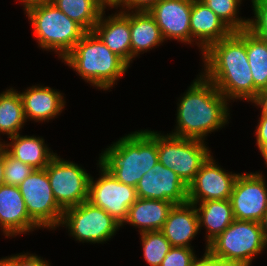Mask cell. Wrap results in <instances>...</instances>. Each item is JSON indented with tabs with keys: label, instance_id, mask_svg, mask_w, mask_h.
<instances>
[{
	"label": "cell",
	"instance_id": "16",
	"mask_svg": "<svg viewBox=\"0 0 267 266\" xmlns=\"http://www.w3.org/2000/svg\"><path fill=\"white\" fill-rule=\"evenodd\" d=\"M0 227L6 237L40 228L30 218L18 186H0Z\"/></svg>",
	"mask_w": 267,
	"mask_h": 266
},
{
	"label": "cell",
	"instance_id": "19",
	"mask_svg": "<svg viewBox=\"0 0 267 266\" xmlns=\"http://www.w3.org/2000/svg\"><path fill=\"white\" fill-rule=\"evenodd\" d=\"M19 95L22 100L24 116L36 122L49 121L64 110L65 99L62 93L48 86H32Z\"/></svg>",
	"mask_w": 267,
	"mask_h": 266
},
{
	"label": "cell",
	"instance_id": "32",
	"mask_svg": "<svg viewBox=\"0 0 267 266\" xmlns=\"http://www.w3.org/2000/svg\"><path fill=\"white\" fill-rule=\"evenodd\" d=\"M196 258L193 248L172 247L160 266H193Z\"/></svg>",
	"mask_w": 267,
	"mask_h": 266
},
{
	"label": "cell",
	"instance_id": "6",
	"mask_svg": "<svg viewBox=\"0 0 267 266\" xmlns=\"http://www.w3.org/2000/svg\"><path fill=\"white\" fill-rule=\"evenodd\" d=\"M204 142L157 132L158 161L172 169L188 187L211 155Z\"/></svg>",
	"mask_w": 267,
	"mask_h": 266
},
{
	"label": "cell",
	"instance_id": "5",
	"mask_svg": "<svg viewBox=\"0 0 267 266\" xmlns=\"http://www.w3.org/2000/svg\"><path fill=\"white\" fill-rule=\"evenodd\" d=\"M25 11L39 47L57 52L60 59H63L87 32L52 2L34 5Z\"/></svg>",
	"mask_w": 267,
	"mask_h": 266
},
{
	"label": "cell",
	"instance_id": "38",
	"mask_svg": "<svg viewBox=\"0 0 267 266\" xmlns=\"http://www.w3.org/2000/svg\"><path fill=\"white\" fill-rule=\"evenodd\" d=\"M0 266H20V254L0 259Z\"/></svg>",
	"mask_w": 267,
	"mask_h": 266
},
{
	"label": "cell",
	"instance_id": "2",
	"mask_svg": "<svg viewBox=\"0 0 267 266\" xmlns=\"http://www.w3.org/2000/svg\"><path fill=\"white\" fill-rule=\"evenodd\" d=\"M229 101L203 74L195 79L179 99L177 125L173 136L204 141L222 129L229 119Z\"/></svg>",
	"mask_w": 267,
	"mask_h": 266
},
{
	"label": "cell",
	"instance_id": "18",
	"mask_svg": "<svg viewBox=\"0 0 267 266\" xmlns=\"http://www.w3.org/2000/svg\"><path fill=\"white\" fill-rule=\"evenodd\" d=\"M190 32L191 44L196 42L202 54L212 44L227 37L232 31L202 1L193 0L190 15Z\"/></svg>",
	"mask_w": 267,
	"mask_h": 266
},
{
	"label": "cell",
	"instance_id": "39",
	"mask_svg": "<svg viewBox=\"0 0 267 266\" xmlns=\"http://www.w3.org/2000/svg\"><path fill=\"white\" fill-rule=\"evenodd\" d=\"M251 264L238 260H227L218 257V266H250Z\"/></svg>",
	"mask_w": 267,
	"mask_h": 266
},
{
	"label": "cell",
	"instance_id": "8",
	"mask_svg": "<svg viewBox=\"0 0 267 266\" xmlns=\"http://www.w3.org/2000/svg\"><path fill=\"white\" fill-rule=\"evenodd\" d=\"M61 226L79 242L103 243L113 237L121 224L89 201L64 210Z\"/></svg>",
	"mask_w": 267,
	"mask_h": 266
},
{
	"label": "cell",
	"instance_id": "33",
	"mask_svg": "<svg viewBox=\"0 0 267 266\" xmlns=\"http://www.w3.org/2000/svg\"><path fill=\"white\" fill-rule=\"evenodd\" d=\"M158 1L159 0H125L121 5V10L149 11Z\"/></svg>",
	"mask_w": 267,
	"mask_h": 266
},
{
	"label": "cell",
	"instance_id": "14",
	"mask_svg": "<svg viewBox=\"0 0 267 266\" xmlns=\"http://www.w3.org/2000/svg\"><path fill=\"white\" fill-rule=\"evenodd\" d=\"M137 198L171 201L174 204L188 202L187 186L172 170L159 161L137 183Z\"/></svg>",
	"mask_w": 267,
	"mask_h": 266
},
{
	"label": "cell",
	"instance_id": "10",
	"mask_svg": "<svg viewBox=\"0 0 267 266\" xmlns=\"http://www.w3.org/2000/svg\"><path fill=\"white\" fill-rule=\"evenodd\" d=\"M45 169L54 198L63 210L88 201L90 174L81 166L56 154Z\"/></svg>",
	"mask_w": 267,
	"mask_h": 266
},
{
	"label": "cell",
	"instance_id": "41",
	"mask_svg": "<svg viewBox=\"0 0 267 266\" xmlns=\"http://www.w3.org/2000/svg\"><path fill=\"white\" fill-rule=\"evenodd\" d=\"M19 1L23 3L22 5L24 6V10L34 5L52 2V0H19Z\"/></svg>",
	"mask_w": 267,
	"mask_h": 266
},
{
	"label": "cell",
	"instance_id": "35",
	"mask_svg": "<svg viewBox=\"0 0 267 266\" xmlns=\"http://www.w3.org/2000/svg\"><path fill=\"white\" fill-rule=\"evenodd\" d=\"M49 261L43 260L40 257L30 254V253H25L21 254L20 253V266H50Z\"/></svg>",
	"mask_w": 267,
	"mask_h": 266
},
{
	"label": "cell",
	"instance_id": "27",
	"mask_svg": "<svg viewBox=\"0 0 267 266\" xmlns=\"http://www.w3.org/2000/svg\"><path fill=\"white\" fill-rule=\"evenodd\" d=\"M52 3L86 31H93L105 10L98 0H52Z\"/></svg>",
	"mask_w": 267,
	"mask_h": 266
},
{
	"label": "cell",
	"instance_id": "20",
	"mask_svg": "<svg viewBox=\"0 0 267 266\" xmlns=\"http://www.w3.org/2000/svg\"><path fill=\"white\" fill-rule=\"evenodd\" d=\"M199 217L194 204H175L161 232L173 247L191 248L190 241L199 231Z\"/></svg>",
	"mask_w": 267,
	"mask_h": 266
},
{
	"label": "cell",
	"instance_id": "3",
	"mask_svg": "<svg viewBox=\"0 0 267 266\" xmlns=\"http://www.w3.org/2000/svg\"><path fill=\"white\" fill-rule=\"evenodd\" d=\"M101 154L98 165L121 183L136 187L142 175L158 162L157 131L132 132Z\"/></svg>",
	"mask_w": 267,
	"mask_h": 266
},
{
	"label": "cell",
	"instance_id": "40",
	"mask_svg": "<svg viewBox=\"0 0 267 266\" xmlns=\"http://www.w3.org/2000/svg\"><path fill=\"white\" fill-rule=\"evenodd\" d=\"M125 0H98V2L106 9V7L118 8ZM108 5V6H107Z\"/></svg>",
	"mask_w": 267,
	"mask_h": 266
},
{
	"label": "cell",
	"instance_id": "37",
	"mask_svg": "<svg viewBox=\"0 0 267 266\" xmlns=\"http://www.w3.org/2000/svg\"><path fill=\"white\" fill-rule=\"evenodd\" d=\"M252 103L261 107V113L267 115V89L259 91L257 97L252 101Z\"/></svg>",
	"mask_w": 267,
	"mask_h": 266
},
{
	"label": "cell",
	"instance_id": "23",
	"mask_svg": "<svg viewBox=\"0 0 267 266\" xmlns=\"http://www.w3.org/2000/svg\"><path fill=\"white\" fill-rule=\"evenodd\" d=\"M194 205L198 212L199 229L204 226L207 231L205 236L207 243L205 251H207V245L235 220L231 202L230 199L209 200Z\"/></svg>",
	"mask_w": 267,
	"mask_h": 266
},
{
	"label": "cell",
	"instance_id": "28",
	"mask_svg": "<svg viewBox=\"0 0 267 266\" xmlns=\"http://www.w3.org/2000/svg\"><path fill=\"white\" fill-rule=\"evenodd\" d=\"M208 6L231 31L248 28L249 18L237 16L242 0H200Z\"/></svg>",
	"mask_w": 267,
	"mask_h": 266
},
{
	"label": "cell",
	"instance_id": "44",
	"mask_svg": "<svg viewBox=\"0 0 267 266\" xmlns=\"http://www.w3.org/2000/svg\"><path fill=\"white\" fill-rule=\"evenodd\" d=\"M260 152H261V155H262V157H263V159L265 161V164L267 165V145L262 147L260 149Z\"/></svg>",
	"mask_w": 267,
	"mask_h": 266
},
{
	"label": "cell",
	"instance_id": "34",
	"mask_svg": "<svg viewBox=\"0 0 267 266\" xmlns=\"http://www.w3.org/2000/svg\"><path fill=\"white\" fill-rule=\"evenodd\" d=\"M258 125L256 127V143L258 149L267 145V115L261 113V118L258 120Z\"/></svg>",
	"mask_w": 267,
	"mask_h": 266
},
{
	"label": "cell",
	"instance_id": "7",
	"mask_svg": "<svg viewBox=\"0 0 267 266\" xmlns=\"http://www.w3.org/2000/svg\"><path fill=\"white\" fill-rule=\"evenodd\" d=\"M265 247L260 222L234 220L207 245V251L214 257L251 264Z\"/></svg>",
	"mask_w": 267,
	"mask_h": 266
},
{
	"label": "cell",
	"instance_id": "1",
	"mask_svg": "<svg viewBox=\"0 0 267 266\" xmlns=\"http://www.w3.org/2000/svg\"><path fill=\"white\" fill-rule=\"evenodd\" d=\"M203 74L229 101L254 100V81L246 52V29L232 31L203 54Z\"/></svg>",
	"mask_w": 267,
	"mask_h": 266
},
{
	"label": "cell",
	"instance_id": "31",
	"mask_svg": "<svg viewBox=\"0 0 267 266\" xmlns=\"http://www.w3.org/2000/svg\"><path fill=\"white\" fill-rule=\"evenodd\" d=\"M254 17L249 19L248 29L267 40V0H251Z\"/></svg>",
	"mask_w": 267,
	"mask_h": 266
},
{
	"label": "cell",
	"instance_id": "12",
	"mask_svg": "<svg viewBox=\"0 0 267 266\" xmlns=\"http://www.w3.org/2000/svg\"><path fill=\"white\" fill-rule=\"evenodd\" d=\"M262 173L239 174L230 202L235 220L260 222L267 211V185Z\"/></svg>",
	"mask_w": 267,
	"mask_h": 266
},
{
	"label": "cell",
	"instance_id": "11",
	"mask_svg": "<svg viewBox=\"0 0 267 266\" xmlns=\"http://www.w3.org/2000/svg\"><path fill=\"white\" fill-rule=\"evenodd\" d=\"M101 174L89 180L88 201L105 210L121 225L127 219L129 207L136 201V189L118 181L99 165Z\"/></svg>",
	"mask_w": 267,
	"mask_h": 266
},
{
	"label": "cell",
	"instance_id": "4",
	"mask_svg": "<svg viewBox=\"0 0 267 266\" xmlns=\"http://www.w3.org/2000/svg\"><path fill=\"white\" fill-rule=\"evenodd\" d=\"M63 60L83 80L101 90H109L130 67L93 31H87Z\"/></svg>",
	"mask_w": 267,
	"mask_h": 266
},
{
	"label": "cell",
	"instance_id": "9",
	"mask_svg": "<svg viewBox=\"0 0 267 266\" xmlns=\"http://www.w3.org/2000/svg\"><path fill=\"white\" fill-rule=\"evenodd\" d=\"M18 188L30 218L42 229L61 225L64 210L56 202L46 169H35Z\"/></svg>",
	"mask_w": 267,
	"mask_h": 266
},
{
	"label": "cell",
	"instance_id": "24",
	"mask_svg": "<svg viewBox=\"0 0 267 266\" xmlns=\"http://www.w3.org/2000/svg\"><path fill=\"white\" fill-rule=\"evenodd\" d=\"M132 59L164 42L160 28L148 11L130 12Z\"/></svg>",
	"mask_w": 267,
	"mask_h": 266
},
{
	"label": "cell",
	"instance_id": "36",
	"mask_svg": "<svg viewBox=\"0 0 267 266\" xmlns=\"http://www.w3.org/2000/svg\"><path fill=\"white\" fill-rule=\"evenodd\" d=\"M193 266H218V257H214L208 251H205L202 258H196Z\"/></svg>",
	"mask_w": 267,
	"mask_h": 266
},
{
	"label": "cell",
	"instance_id": "30",
	"mask_svg": "<svg viewBox=\"0 0 267 266\" xmlns=\"http://www.w3.org/2000/svg\"><path fill=\"white\" fill-rule=\"evenodd\" d=\"M35 169L10 156L4 150V181L6 185L18 186Z\"/></svg>",
	"mask_w": 267,
	"mask_h": 266
},
{
	"label": "cell",
	"instance_id": "29",
	"mask_svg": "<svg viewBox=\"0 0 267 266\" xmlns=\"http://www.w3.org/2000/svg\"><path fill=\"white\" fill-rule=\"evenodd\" d=\"M143 256L150 266H160L173 247L161 231L140 233Z\"/></svg>",
	"mask_w": 267,
	"mask_h": 266
},
{
	"label": "cell",
	"instance_id": "26",
	"mask_svg": "<svg viewBox=\"0 0 267 266\" xmlns=\"http://www.w3.org/2000/svg\"><path fill=\"white\" fill-rule=\"evenodd\" d=\"M26 119L19 92L13 88L0 94V133L7 134L8 138L19 134Z\"/></svg>",
	"mask_w": 267,
	"mask_h": 266
},
{
	"label": "cell",
	"instance_id": "43",
	"mask_svg": "<svg viewBox=\"0 0 267 266\" xmlns=\"http://www.w3.org/2000/svg\"><path fill=\"white\" fill-rule=\"evenodd\" d=\"M260 226L265 242L267 241V211L263 215L262 220L260 221Z\"/></svg>",
	"mask_w": 267,
	"mask_h": 266
},
{
	"label": "cell",
	"instance_id": "15",
	"mask_svg": "<svg viewBox=\"0 0 267 266\" xmlns=\"http://www.w3.org/2000/svg\"><path fill=\"white\" fill-rule=\"evenodd\" d=\"M193 0H159L148 12L154 17L164 40L191 44L190 15Z\"/></svg>",
	"mask_w": 267,
	"mask_h": 266
},
{
	"label": "cell",
	"instance_id": "25",
	"mask_svg": "<svg viewBox=\"0 0 267 266\" xmlns=\"http://www.w3.org/2000/svg\"><path fill=\"white\" fill-rule=\"evenodd\" d=\"M246 52L254 81V99L267 89V40L246 28Z\"/></svg>",
	"mask_w": 267,
	"mask_h": 266
},
{
	"label": "cell",
	"instance_id": "13",
	"mask_svg": "<svg viewBox=\"0 0 267 266\" xmlns=\"http://www.w3.org/2000/svg\"><path fill=\"white\" fill-rule=\"evenodd\" d=\"M215 161L210 155L188 185L189 203L230 199L234 182L239 173L226 172Z\"/></svg>",
	"mask_w": 267,
	"mask_h": 266
},
{
	"label": "cell",
	"instance_id": "42",
	"mask_svg": "<svg viewBox=\"0 0 267 266\" xmlns=\"http://www.w3.org/2000/svg\"><path fill=\"white\" fill-rule=\"evenodd\" d=\"M5 184L4 181V149L0 146V186Z\"/></svg>",
	"mask_w": 267,
	"mask_h": 266
},
{
	"label": "cell",
	"instance_id": "21",
	"mask_svg": "<svg viewBox=\"0 0 267 266\" xmlns=\"http://www.w3.org/2000/svg\"><path fill=\"white\" fill-rule=\"evenodd\" d=\"M174 205L171 201L137 198L121 226L124 223L133 225L138 227L139 233L161 231Z\"/></svg>",
	"mask_w": 267,
	"mask_h": 266
},
{
	"label": "cell",
	"instance_id": "22",
	"mask_svg": "<svg viewBox=\"0 0 267 266\" xmlns=\"http://www.w3.org/2000/svg\"><path fill=\"white\" fill-rule=\"evenodd\" d=\"M12 142L1 143L0 146L13 158L34 169H45L50 160L56 155L50 151L41 137L21 136L20 133L9 138Z\"/></svg>",
	"mask_w": 267,
	"mask_h": 266
},
{
	"label": "cell",
	"instance_id": "17",
	"mask_svg": "<svg viewBox=\"0 0 267 266\" xmlns=\"http://www.w3.org/2000/svg\"><path fill=\"white\" fill-rule=\"evenodd\" d=\"M104 15L105 11L102 12L93 32L113 53L130 66V62L132 63L130 11L121 10L106 18Z\"/></svg>",
	"mask_w": 267,
	"mask_h": 266
}]
</instances>
